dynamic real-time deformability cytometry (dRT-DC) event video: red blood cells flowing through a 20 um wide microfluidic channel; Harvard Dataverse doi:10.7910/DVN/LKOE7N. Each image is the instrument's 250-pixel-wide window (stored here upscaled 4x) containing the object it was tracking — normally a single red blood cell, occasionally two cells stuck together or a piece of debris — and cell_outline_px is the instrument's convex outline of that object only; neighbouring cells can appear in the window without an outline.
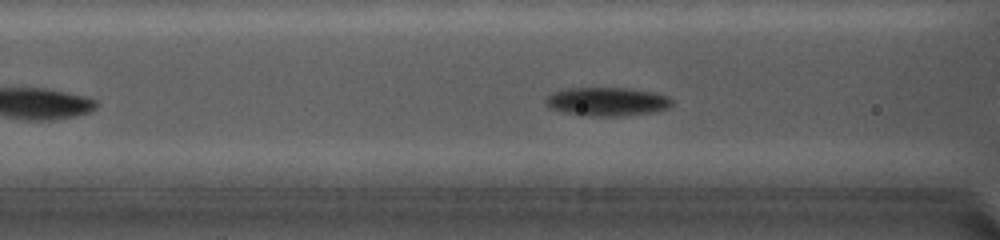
{"species": "common noctule bat (a hibernating species)", "species_latin": "Nyctalus noctula", "temperature_condition": "cold", "stored_images_in_passage": 16, "camera_frame_rate_fps": 5000, "um_per_image_px": 0.085, "animal": {"sex": "female", "body_mass_g": 19.0, "forearm_length_mm": 56.7}, "frame": {"image": 1, "passage_image": 5, "time_ms": 1.4, "image_size_px": [1000, 240], "cell_outline_px": [[672, 104], [668, 108], [656, 112], [624, 116], [580, 116], [548, 108], [544, 100], [552, 92], [564, 88], [632, 88], [656, 92], [668, 96], [672, 100]], "centroid_in_image_um": [51.6, 8.64], "position_along_channel_um": 115.0, "area_um2": 21.56}}